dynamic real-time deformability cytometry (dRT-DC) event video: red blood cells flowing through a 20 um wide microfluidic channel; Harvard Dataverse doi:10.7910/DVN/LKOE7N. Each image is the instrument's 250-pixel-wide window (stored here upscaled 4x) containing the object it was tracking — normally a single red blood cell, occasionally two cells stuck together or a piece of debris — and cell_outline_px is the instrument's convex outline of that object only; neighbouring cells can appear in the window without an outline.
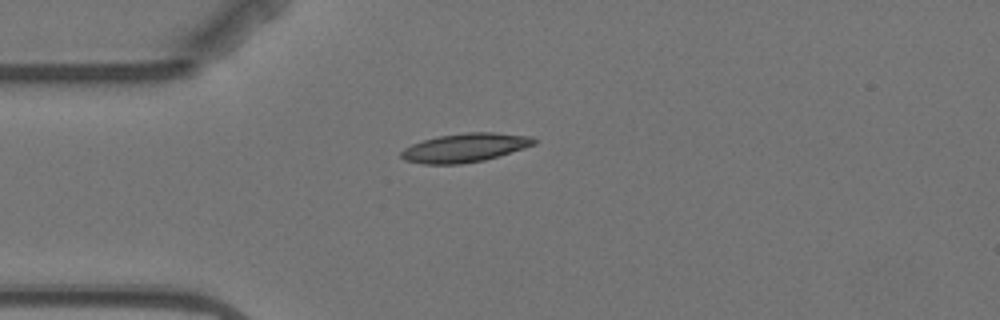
{"species": "Egyptian fruit bat (a non-hibernating species)", "species_latin": "Rousettus aegyptiacus", "temperature_condition": "warm", "stored_images_in_passage": 1, "camera_frame_rate_fps": 3000, "um_per_image_px": 0.085, "animal": {"sex": "female"}, "frame": {"image": 1, "passage_image": 1, "time_ms": 0.0, "image_size_px": [1000, 320], "cell_outline_px": [[536, 144], [524, 148], [484, 160], [460, 164], [424, 164], [404, 160], [400, 156], [400, 152], [404, 148], [412, 144], [436, 136], [468, 132], [492, 132], [532, 136], [536, 140]], "centroid_in_image_um": [39.51, 12.55], "position_along_channel_um": 45.5, "area_um2": 22.25}}